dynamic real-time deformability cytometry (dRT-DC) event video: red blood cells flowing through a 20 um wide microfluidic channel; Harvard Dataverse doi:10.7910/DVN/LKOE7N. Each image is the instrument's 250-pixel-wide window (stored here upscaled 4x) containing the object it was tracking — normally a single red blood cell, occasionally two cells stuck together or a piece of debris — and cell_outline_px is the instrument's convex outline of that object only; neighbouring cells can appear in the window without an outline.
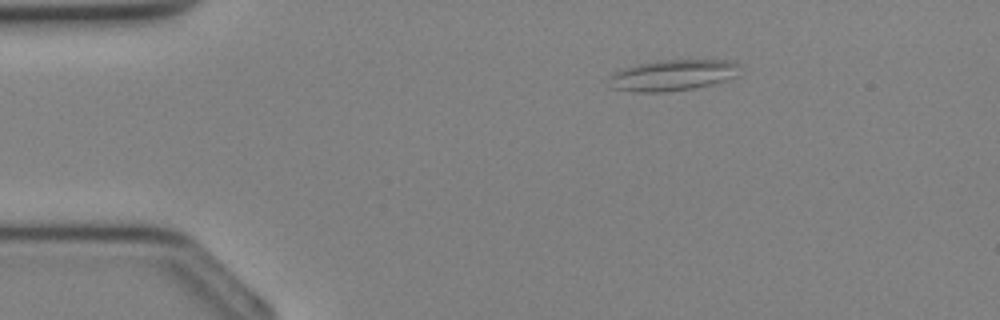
{"species": "Egyptian fruit bat (a non-hibernating species)", "species_latin": "Rousettus aegyptiacus", "temperature_condition": "cold", "stored_images_in_passage": 32, "camera_frame_rate_fps": 3000, "um_per_image_px": 0.085, "animal": {"sex": "female"}, "frame": {"image": 1, "passage_image": 3, "time_ms": 0.667, "image_size_px": [1000, 320], "cell_outline_px": [[740, 76], [712, 84], [692, 88], [668, 92], [636, 92], [612, 88], [608, 76], [624, 68], [656, 60], [736, 60], [740, 64]], "centroid_in_image_um": [57.26, 6.38], "position_along_channel_um": 27.7, "area_um2": 23.87}}
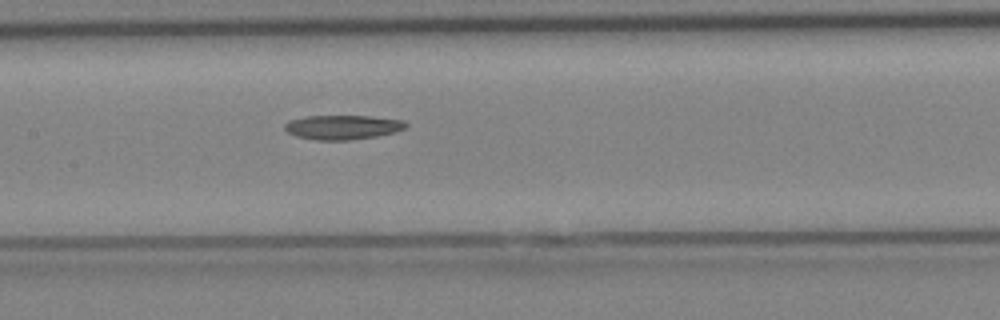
{"frame": {"image": 2, "passage_image": 14, "time_ms": 4.333, "image_size_px": [1000, 320], "cell_outline_px": [[408, 124], [404, 128], [392, 132], [376, 136], [348, 140], [316, 140], [296, 136], [288, 132], [284, 128], [284, 124], [288, 120], [308, 116], [368, 116], [404, 120]], "centroid_in_image_um": [29.08, 10.81], "position_along_channel_um": 178.3, "area_um2": 17.05}}
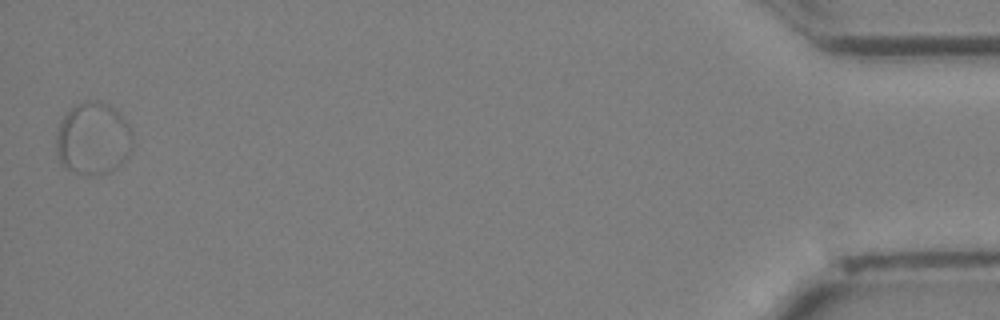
{"frame": {"image": 3, "passage_image": 32, "time_ms": 10.333, "image_size_px": [1000, 320], "cell_outline_px": [[132, 148], [128, 156], [116, 168], [108, 172], [92, 176], [88, 176], [64, 168], [60, 164], [56, 152], [56, 132], [60, 120], [72, 108], [88, 100], [100, 100], [116, 108], [128, 124], [132, 132]], "centroid_in_image_um": [7.91, 11.79], "position_along_channel_um": 427.3, "area_um2": 32.66}}